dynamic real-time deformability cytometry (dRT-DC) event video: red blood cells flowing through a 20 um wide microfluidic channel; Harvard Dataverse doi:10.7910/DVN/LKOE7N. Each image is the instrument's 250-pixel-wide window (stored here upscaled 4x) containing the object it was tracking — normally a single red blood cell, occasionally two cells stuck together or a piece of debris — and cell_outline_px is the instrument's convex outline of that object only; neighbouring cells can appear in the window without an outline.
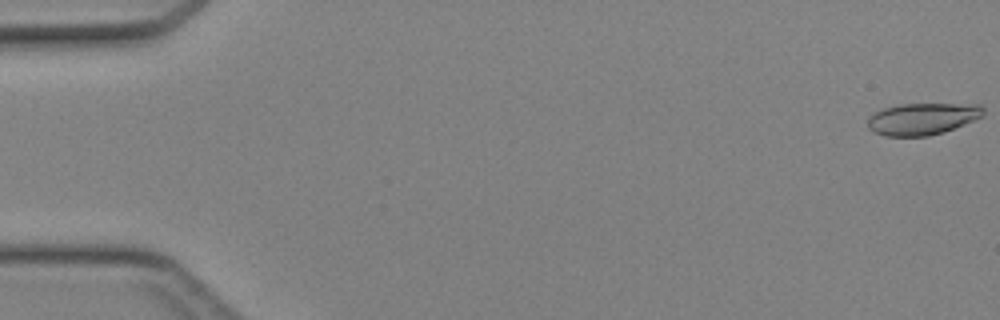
{"species": "Egyptian fruit bat (a non-hibernating species)", "species_latin": "Rousettus aegyptiacus", "temperature_condition": "cold", "stored_images_in_passage": 42, "camera_frame_rate_fps": 3000, "um_per_image_px": 0.085, "animal": {"sex": "female"}, "frame": {"image": 1, "passage_image": 1, "time_ms": 0.0, "image_size_px": [1000, 320], "cell_outline_px": [[984, 116], [944, 132], [928, 136], [884, 136], [872, 132], [868, 128], [868, 116], [884, 108], [900, 104], [980, 104], [984, 108]], "centroid_in_image_um": [78.4, 10.1], "position_along_channel_um": 6.6, "area_um2": 21.56}}
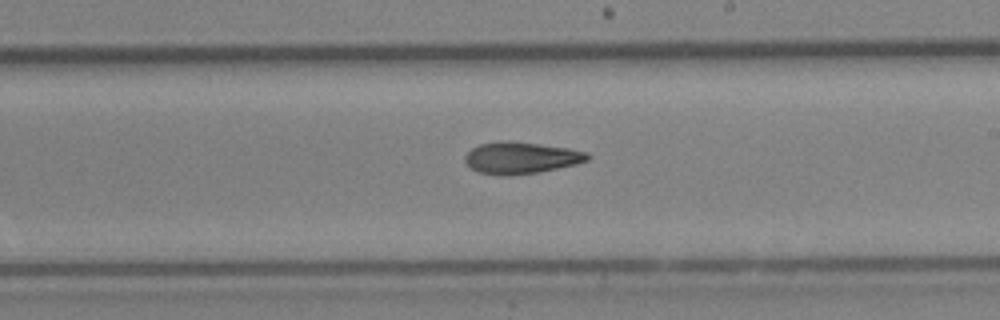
{"frame": {"image": 2, "passage_image": 27, "time_ms": 8.667, "image_size_px": [1000, 320], "cell_outline_px": [[592, 156], [588, 160], [576, 164], [536, 172], [504, 176], [500, 176], [480, 172], [472, 168], [464, 160], [464, 156], [472, 148], [480, 144], [504, 140], [512, 140], [568, 148], [588, 152]], "centroid_in_image_um": [44.29, 13.4], "position_along_channel_um": 244.7, "area_um2": 22.6}}
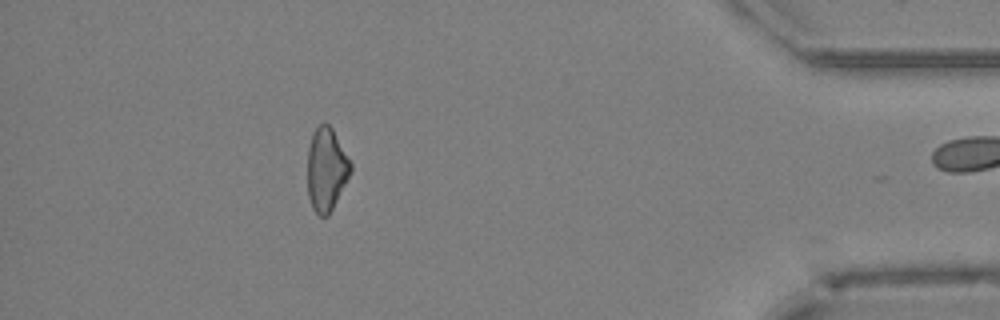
{"frame": {"image": 3, "passage_image": 41, "time_ms": 13.333, "image_size_px": [1000, 320], "cell_outline_px": [[352, 172], [328, 216], [320, 216], [312, 208], [308, 196], [308, 148], [312, 132], [320, 124], [328, 124], [332, 128], [352, 164]], "centroid_in_image_um": [27.74, 14.4], "position_along_channel_um": 407.5, "area_um2": 20.87}}